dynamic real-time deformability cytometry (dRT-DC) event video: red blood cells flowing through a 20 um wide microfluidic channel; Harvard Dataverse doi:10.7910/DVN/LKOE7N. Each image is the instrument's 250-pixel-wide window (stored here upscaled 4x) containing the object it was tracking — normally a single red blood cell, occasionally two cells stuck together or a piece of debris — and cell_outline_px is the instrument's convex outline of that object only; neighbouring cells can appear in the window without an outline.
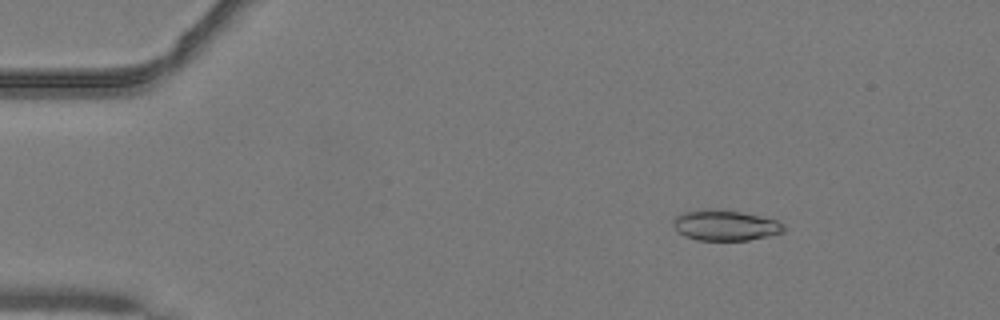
{"species": "common noctule bat (a hibernating species)", "species_latin": "Nyctalus noctula", "temperature_condition": "warm", "stored_images_in_passage": 28, "camera_frame_rate_fps": 3000, "um_per_image_px": 0.085, "animal": {"sex": "male", "body_mass_g": 19.2, "forearm_length_mm": 51.8}, "frame": {"image": 1, "passage_image": 8, "time_ms": 2.333, "image_size_px": [1000, 320], "cell_outline_px": [[784, 232], [768, 236], [748, 240], [696, 240], [684, 236], [672, 224], [672, 220], [676, 216], [684, 212], [704, 208], [716, 208], [740, 212], [776, 220], [784, 224]], "centroid_in_image_um": [61.62, 19.14], "position_along_channel_um": 23.4, "area_um2": 19.71}}
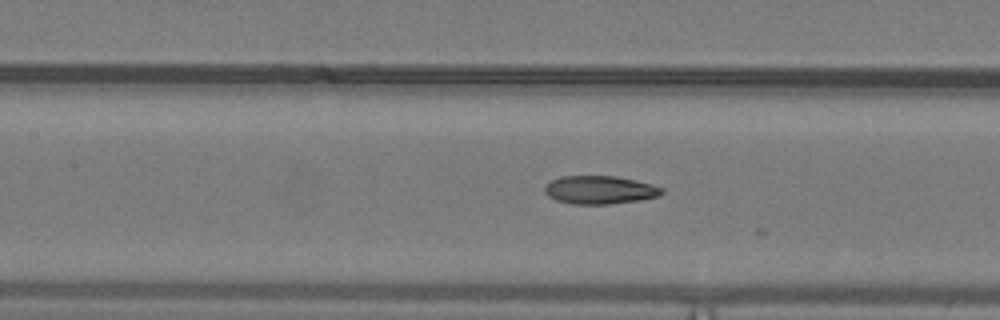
{"frame": {"image": 2, "passage_image": 24, "time_ms": 7.667, "image_size_px": [1000, 320], "cell_outline_px": [[664, 192], [660, 196], [636, 200], [608, 204], [572, 204], [556, 200], [548, 196], [544, 192], [544, 184], [560, 176], [616, 176], [652, 184], [664, 188]], "centroid_in_image_um": [50.95, 16.13], "position_along_channel_um": 156.4, "area_um2": 19.31}}
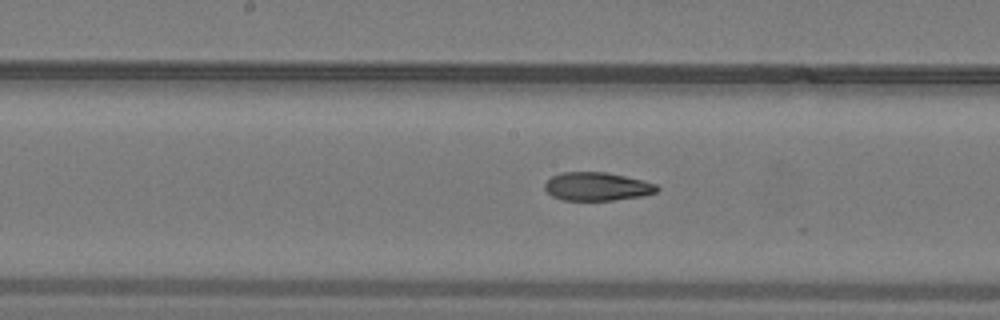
{"frame": {"image": 3, "passage_image": 27, "time_ms": 8.667, "image_size_px": [1000, 320], "cell_outline_px": [[660, 188], [656, 192], [644, 196], [612, 200], [560, 200], [552, 196], [544, 188], [544, 184], [552, 176], [560, 172], [608, 172], [644, 180], [656, 184]], "centroid_in_image_um": [50.76, 15.85], "position_along_channel_um": 197.4, "area_um2": 18.73}}